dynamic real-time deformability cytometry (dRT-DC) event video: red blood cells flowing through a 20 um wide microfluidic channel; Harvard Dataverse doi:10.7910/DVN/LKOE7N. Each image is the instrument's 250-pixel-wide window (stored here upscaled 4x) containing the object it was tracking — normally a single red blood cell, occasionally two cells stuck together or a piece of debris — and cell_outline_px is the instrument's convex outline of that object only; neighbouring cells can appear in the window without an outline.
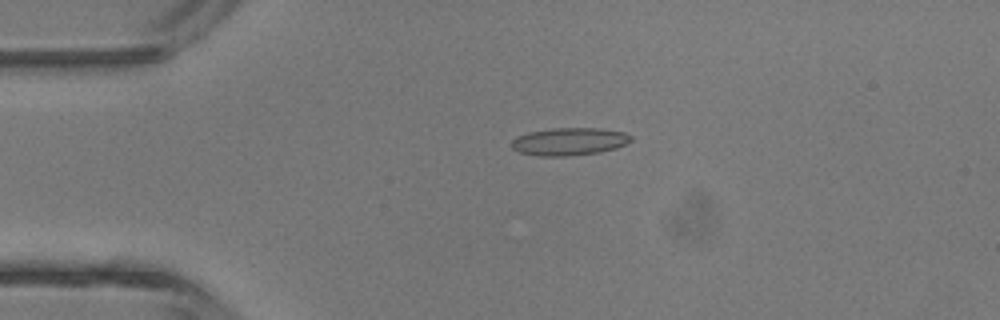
{"species": "common noctule bat (a hibernating species)", "species_latin": "Nyctalus noctula", "temperature_condition": "room temperature", "stored_images_in_passage": 4, "camera_frame_rate_fps": 3000, "um_per_image_px": 0.085, "animal": {"sex": "male", "body_mass_g": 13.3}, "frame": {"image": 1, "passage_image": 3, "time_ms": 2.333, "image_size_px": [1000, 320], "cell_outline_px": [[632, 140], [616, 148], [600, 152], [568, 156], [540, 156], [520, 152], [512, 148], [512, 140], [516, 136], [528, 132], [552, 128], [600, 128], [624, 132], [632, 136]], "centroid_in_image_um": [48.38, 12.02], "position_along_channel_um": 36.6, "area_um2": 19.25}}